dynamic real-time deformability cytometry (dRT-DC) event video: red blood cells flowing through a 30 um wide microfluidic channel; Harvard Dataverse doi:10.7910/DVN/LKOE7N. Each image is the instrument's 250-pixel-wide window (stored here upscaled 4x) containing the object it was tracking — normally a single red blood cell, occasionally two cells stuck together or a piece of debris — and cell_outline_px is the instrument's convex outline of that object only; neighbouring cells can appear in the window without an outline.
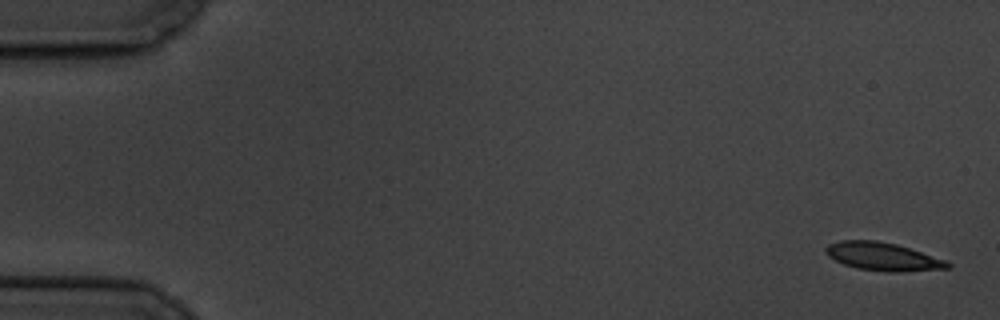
{"species": "common noctule bat (a hibernating species)", "species_latin": "Nyctalus noctula", "temperature_condition": "cold", "stored_images_in_passage": 5, "camera_frame_rate_fps": 3000, "um_per_image_px": 0.085, "animal": {"sex": "male", "body_mass_g": 19.5, "forearm_length_mm": 54.6}, "frame": {"image": 1, "passage_image": 1, "time_ms": 0.0, "image_size_px": [1000, 320], "cell_outline_px": [[952, 268], [900, 272], [888, 272], [856, 268], [844, 264], [828, 256], [824, 252], [824, 248], [828, 244], [840, 240], [876, 240], [896, 244], [948, 260], [952, 264]], "centroid_in_image_um": [75.07, 21.81], "position_along_channel_um": 9.9, "area_um2": 20.17}}
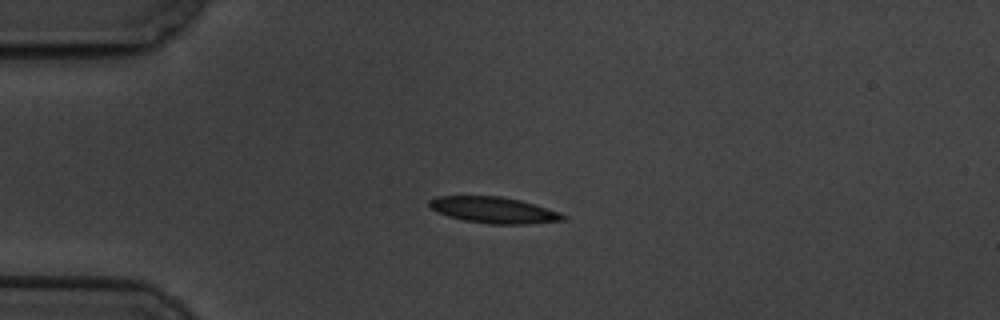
{"frame": {"image": 2, "passage_image": 4, "time_ms": 4.333, "image_size_px": [1000, 320], "cell_outline_px": [[568, 216], [564, 220], [528, 224], [488, 224], [464, 220], [448, 216], [436, 212], [428, 204], [428, 200], [436, 196], [500, 196], [520, 200], [560, 212]], "centroid_in_image_um": [41.96, 17.85], "position_along_channel_um": 43.0, "area_um2": 20.46}}